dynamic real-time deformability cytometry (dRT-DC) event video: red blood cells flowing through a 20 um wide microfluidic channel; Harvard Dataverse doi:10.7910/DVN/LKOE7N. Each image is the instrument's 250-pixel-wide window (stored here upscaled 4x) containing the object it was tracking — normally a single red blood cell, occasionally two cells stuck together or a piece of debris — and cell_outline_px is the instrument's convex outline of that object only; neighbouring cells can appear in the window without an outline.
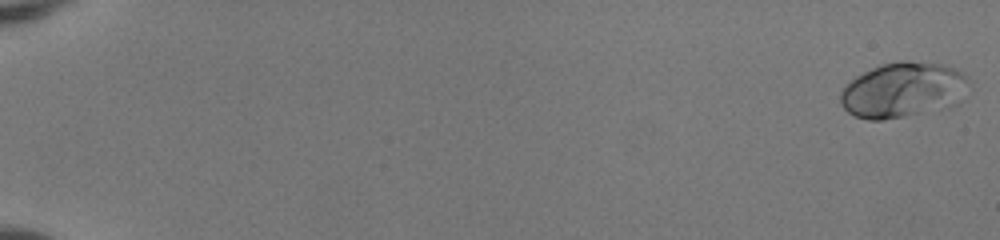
{"species": "human", "species_latin": "Homo sapiens", "temperature_condition": "room temperature", "stored_images_in_passage": 52, "camera_frame_rate_fps": 3000, "um_per_image_px": 0.085, "donor": {"sex": "female"}, "frame": {"image": 1, "passage_image": 1, "time_ms": 0.0, "image_size_px": [1000, 240], "cell_outline_px": [[976, 80], [964, 100], [960, 104], [948, 108], [884, 120], [868, 120], [856, 116], [848, 112], [840, 104], [840, 92], [844, 84], [856, 76], [880, 64], [900, 60], [908, 60], [944, 64], [956, 68], [964, 72]], "centroid_in_image_um": [76.9, 7.63], "position_along_channel_um": 8.1, "area_um2": 43.06}}
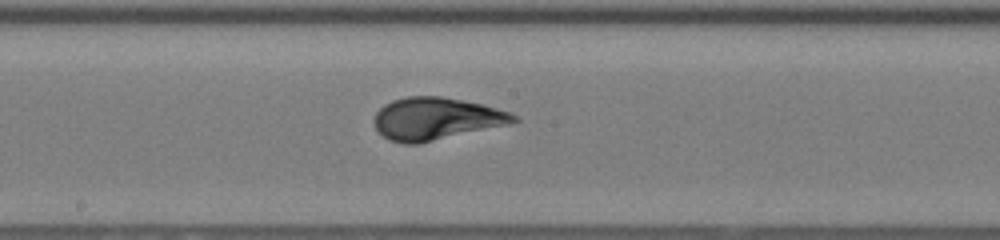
{"frame": {"image": 2, "passage_image": 31, "time_ms": 10.0, "image_size_px": [1000, 240], "cell_outline_px": [[520, 120], [508, 124], [420, 144], [404, 144], [388, 140], [376, 128], [372, 120], [376, 112], [384, 104], [392, 100], [408, 96], [440, 96], [464, 100], [484, 104], [508, 112], [516, 116]], "centroid_in_image_um": [37.03, 10.09], "position_along_channel_um": 211.2, "area_um2": 34.56}}
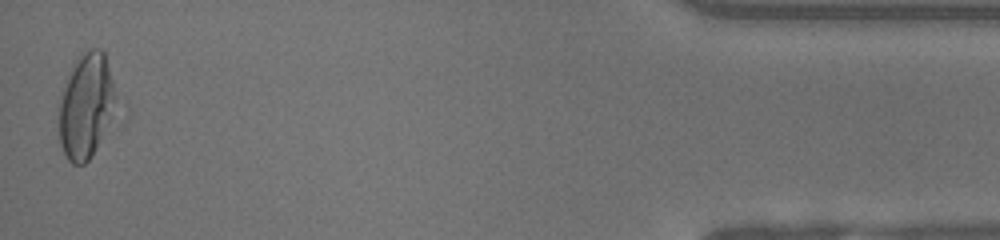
{"frame": {"image": 3, "passage_image": 52, "time_ms": 17.0, "image_size_px": [1000, 240], "cell_outline_px": [[128, 116], [92, 156], [84, 164], [72, 164], [68, 160], [60, 144], [56, 108], [72, 64], [80, 52], [92, 48], [100, 48], [104, 52], [128, 104]], "centroid_in_image_um": [7.6, 9.04], "position_along_channel_um": 427.6, "area_um2": 40.58}, "authors_computed_cell_mechanics": {"area_um2": 33.6107, "velocity_mm_per_s": 4.0981, "shape_relaxation_time_tau1_ms": 3.741, "shape_relaxation_time_tau2_ms": null, "deformation_change_tau1": 0.197, "deformation_change_tau2": null}}